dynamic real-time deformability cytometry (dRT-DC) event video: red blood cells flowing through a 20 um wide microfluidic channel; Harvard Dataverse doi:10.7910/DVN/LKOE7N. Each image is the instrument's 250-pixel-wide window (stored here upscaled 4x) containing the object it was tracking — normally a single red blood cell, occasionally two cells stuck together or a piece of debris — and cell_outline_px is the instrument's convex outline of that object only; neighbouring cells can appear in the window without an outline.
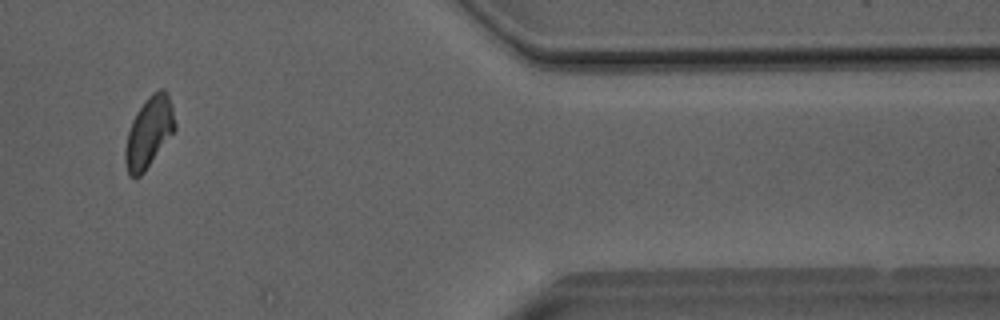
{"species": "Egyptian fruit bat (a non-hibernating species)", "species_latin": "Rousettus aegyptiacus", "temperature_condition": "room temperature", "stored_images_in_passage": 36, "camera_frame_rate_fps": 3000, "um_per_image_px": 0.085, "animal": {"sex": "male"}, "frame": {"image": 1, "passage_image": 29, "time_ms": 9.333, "image_size_px": [1000, 320], "cell_outline_px": [[176, 128], [144, 172], [140, 176], [128, 176], [124, 164], [124, 148], [128, 132], [132, 120], [136, 112], [144, 100], [152, 92], [160, 88], [164, 88], [168, 92], [176, 124]], "centroid_in_image_um": [12.64, 11.22], "position_along_channel_um": 398.8, "area_um2": 20.58}}